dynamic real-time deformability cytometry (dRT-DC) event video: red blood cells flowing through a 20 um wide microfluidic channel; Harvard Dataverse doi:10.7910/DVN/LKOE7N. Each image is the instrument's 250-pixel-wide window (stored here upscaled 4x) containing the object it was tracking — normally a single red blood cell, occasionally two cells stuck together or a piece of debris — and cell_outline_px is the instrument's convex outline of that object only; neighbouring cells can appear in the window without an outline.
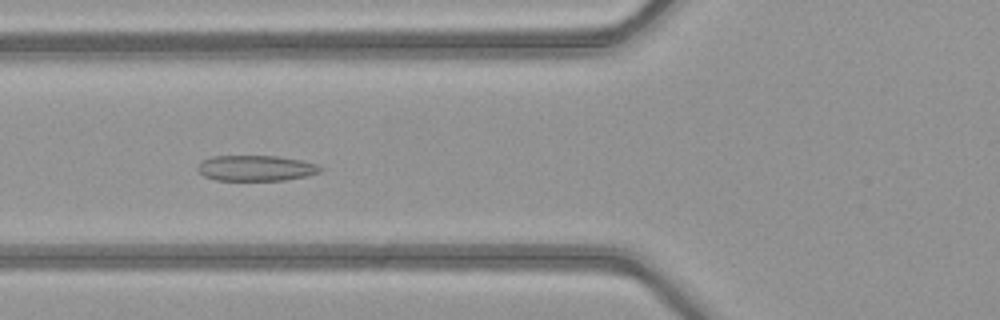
{"species": "common noctule bat (a hibernating species)", "species_latin": "Nyctalus noctula", "temperature_condition": "warm", "stored_images_in_passage": 41, "camera_frame_rate_fps": 3000, "um_per_image_px": 0.085, "animal": {"sex": "female", "body_mass_g": 21.9}, "frame": {"image": 1, "passage_image": 10, "time_ms": 3.0, "image_size_px": [1000, 320], "cell_outline_px": [[324, 168], [320, 172], [308, 176], [284, 180], [216, 180], [204, 176], [196, 168], [204, 160], [212, 156], [276, 156], [304, 160], [316, 164]], "centroid_in_image_um": [21.8, 14.29], "position_along_channel_um": 104.0, "area_um2": 18.32}}
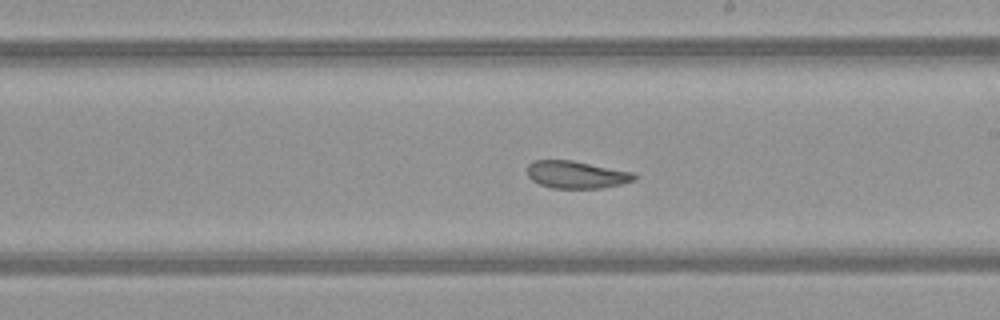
{"frame": {"image": 2, "passage_image": 20, "time_ms": 6.333, "image_size_px": [1000, 320], "cell_outline_px": [[640, 176], [636, 180], [620, 184], [600, 188], [552, 188], [540, 184], [532, 180], [528, 176], [528, 164], [532, 160], [572, 160], [632, 172]], "centroid_in_image_um": [49.01, 14.84], "position_along_channel_um": 240.0, "area_um2": 17.11}}
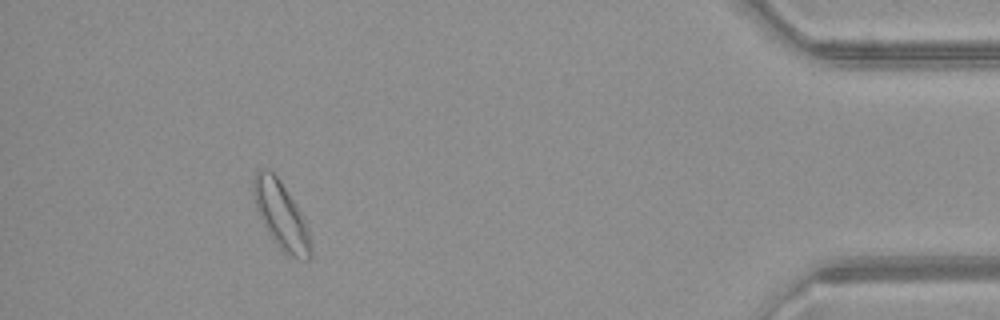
{"frame": {"image": 3, "passage_image": 37, "time_ms": 12.0, "image_size_px": [1000, 320], "cell_outline_px": [[312, 260], [304, 260], [288, 256], [276, 244], [268, 232], [256, 208], [252, 192], [252, 180], [256, 172], [260, 168], [268, 168], [280, 180], [296, 204], [308, 228], [312, 244]], "centroid_in_image_um": [23.9, 18.32], "position_along_channel_um": 411.3, "area_um2": 22.6}, "authors_computed_cell_mechanics": {"area_um2": 18.6116, "velocity_mm_per_s": 4.0684, "shape_relaxation_time_tau1_ms": null, "shape_relaxation_time_tau2_ms": 2.2792, "deformation_change_tau1": null, "deformation_change_tau2": 0.0694}}